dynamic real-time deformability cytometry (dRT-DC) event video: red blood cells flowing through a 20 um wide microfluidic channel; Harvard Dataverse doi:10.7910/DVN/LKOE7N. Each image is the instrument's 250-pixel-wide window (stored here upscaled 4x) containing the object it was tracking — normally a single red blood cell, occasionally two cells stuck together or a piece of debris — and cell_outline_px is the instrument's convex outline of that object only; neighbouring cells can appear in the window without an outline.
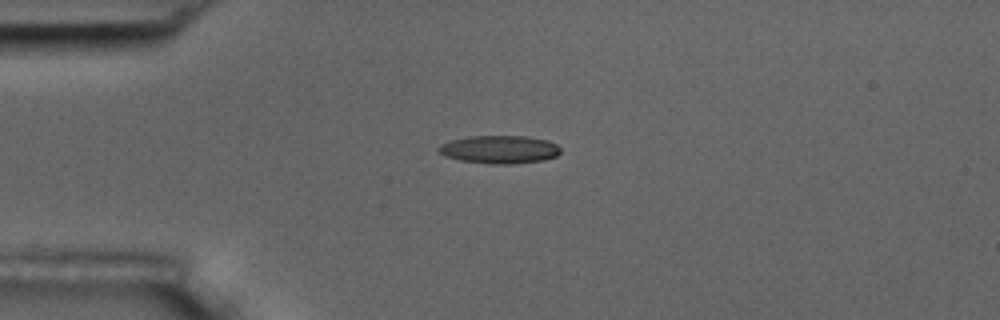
{"species": "common noctule bat (a hibernating species)", "species_latin": "Nyctalus noctula", "temperature_condition": "room temperature", "stored_images_in_passage": 9, "camera_frame_rate_fps": 3000, "um_per_image_px": 0.085, "animal": {"sex": "male", "body_mass_g": 17.5, "forearm_length_mm": 52.3}, "frame": {"image": 1, "passage_image": 3, "time_ms": 2.0, "image_size_px": [1000, 320], "cell_outline_px": [[560, 152], [556, 156], [544, 160], [512, 164], [492, 164], [460, 160], [444, 156], [436, 148], [440, 144], [448, 140], [468, 136], [524, 136], [548, 140], [556, 144], [560, 148]], "centroid_in_image_um": [42.43, 12.7], "position_along_channel_um": 42.6, "area_um2": 20.06}}
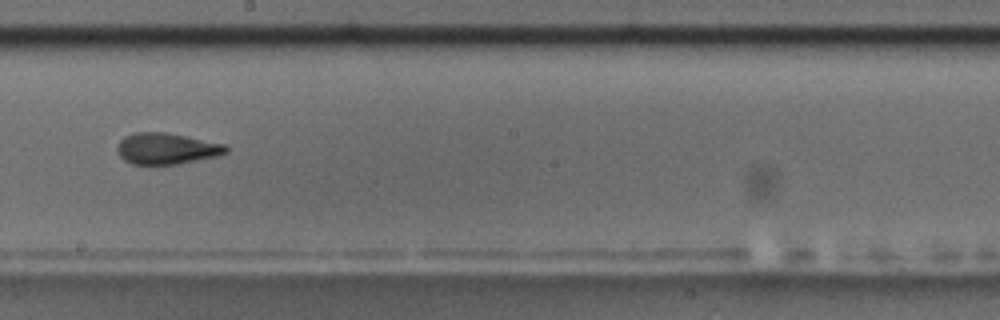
{"frame": {"image": 2, "passage_image": 8, "time_ms": 8.0, "image_size_px": [1000, 320], "cell_outline_px": [[228, 152], [220, 156], [176, 164], [132, 164], [124, 160], [120, 156], [116, 148], [120, 140], [124, 136], [136, 132], [164, 132], [224, 144], [228, 148]], "centroid_in_image_um": [14.15, 12.63], "position_along_channel_um": 234.1, "area_um2": 19.71}}
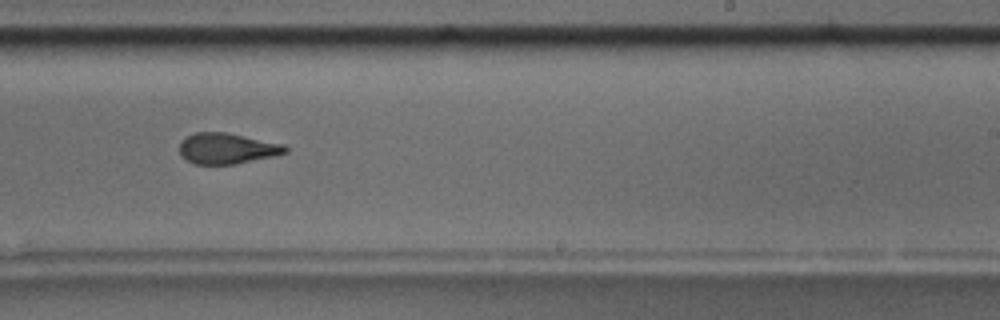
{"frame": {"image": 3, "passage_image": 9, "time_ms": 9.0, "image_size_px": [1000, 320], "cell_outline_px": [[288, 152], [276, 156], [236, 164], [196, 164], [180, 156], [180, 140], [184, 136], [196, 132], [224, 132], [284, 144], [288, 148]], "centroid_in_image_um": [19.29, 12.62], "position_along_channel_um": 269.7, "area_um2": 19.13}}